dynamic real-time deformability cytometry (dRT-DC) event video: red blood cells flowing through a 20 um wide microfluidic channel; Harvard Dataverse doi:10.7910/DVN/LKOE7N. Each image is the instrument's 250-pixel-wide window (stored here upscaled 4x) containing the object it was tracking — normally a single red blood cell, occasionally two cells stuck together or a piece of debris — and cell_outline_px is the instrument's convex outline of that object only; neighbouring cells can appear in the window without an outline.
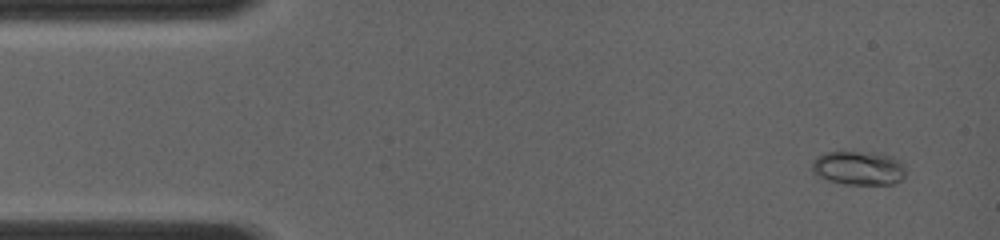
{"species": "common noctule bat (a hibernating species)", "species_latin": "Nyctalus noctula", "temperature_condition": "room temperature", "stored_images_in_passage": 52, "camera_frame_rate_fps": 4000, "um_per_image_px": 0.085, "animal": {"sex": "female", "body_mass_g": 19.0, "forearm_length_mm": 56.7}, "frame": {"image": 1, "passage_image": 1, "time_ms": 0.0, "image_size_px": [1000, 240], "cell_outline_px": [[904, 180], [892, 184], [844, 184], [828, 180], [816, 176], [812, 172], [812, 160], [816, 156], [824, 152], [868, 152], [892, 156], [900, 160], [904, 164]], "centroid_in_image_um": [72.96, 14.28], "position_along_channel_um": 12.0, "area_um2": 18.79}}
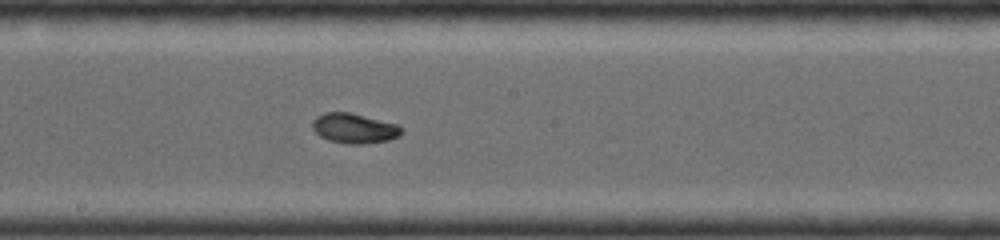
{"frame": {"image": 2, "passage_image": 29, "time_ms": 7.0, "image_size_px": [1000, 240], "cell_outline_px": [[400, 136], [388, 140], [360, 144], [344, 144], [328, 140], [320, 136], [312, 128], [312, 120], [316, 116], [324, 112], [352, 112], [400, 124]], "centroid_in_image_um": [30.09, 10.89], "position_along_channel_um": 218.1, "area_um2": 15.78}}
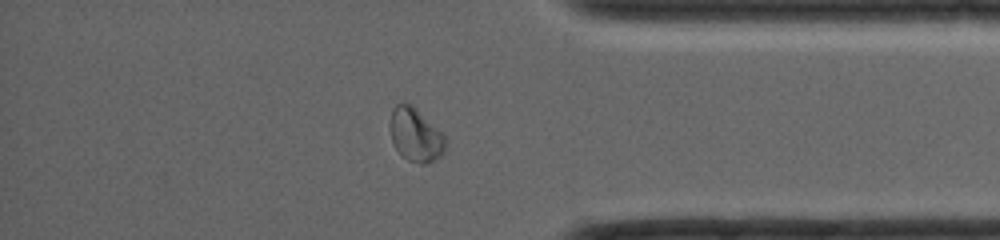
{"frame": {"image": 3, "passage_image": 46, "time_ms": 11.25, "image_size_px": [1000, 240], "cell_outline_px": [[444, 152], [440, 156], [424, 164], [420, 164], [408, 160], [396, 148], [392, 140], [392, 108], [396, 104], [408, 104], [440, 132], [444, 136]], "centroid_in_image_um": [35.31, 11.52], "position_along_channel_um": 399.9, "area_um2": 16.01}}